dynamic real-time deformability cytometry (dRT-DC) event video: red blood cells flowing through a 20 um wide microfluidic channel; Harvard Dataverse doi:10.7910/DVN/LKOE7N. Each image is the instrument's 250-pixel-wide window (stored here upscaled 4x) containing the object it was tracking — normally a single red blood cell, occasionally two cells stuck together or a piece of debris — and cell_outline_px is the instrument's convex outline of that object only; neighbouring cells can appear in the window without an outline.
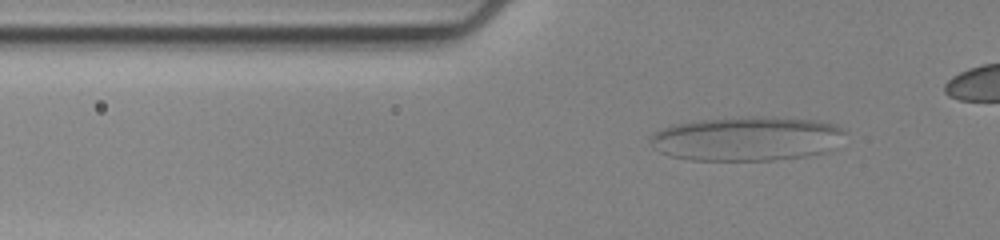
{"species": "human", "species_latin": "Homo sapiens", "temperature_condition": "cold", "stored_images_in_passage": 52, "camera_frame_rate_fps": 3000, "um_per_image_px": 0.085, "donor": {"sex": "female"}, "frame": {"image": 1, "passage_image": 17, "time_ms": 5.333, "image_size_px": [1000, 240], "cell_outline_px": [[844, 132], [836, 148], [824, 152], [804, 156], [772, 160], [692, 160], [672, 156], [660, 152], [652, 144], [652, 132], [676, 124], [700, 120], [748, 116], [776, 116], [820, 120], [836, 124]], "centroid_in_image_um": [63.54, 11.77], "position_along_channel_um": 62.3, "area_um2": 50.34}}
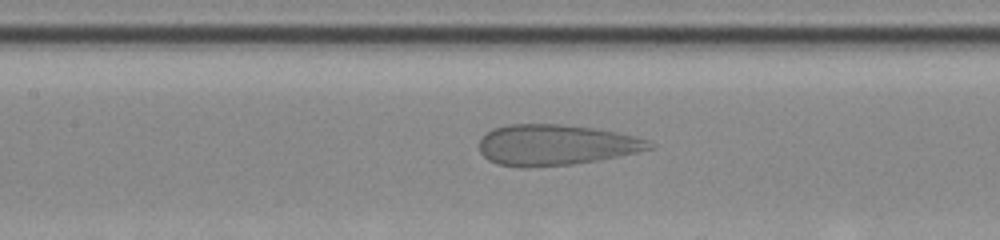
{"frame": {"image": 2, "passage_image": 27, "time_ms": 8.667, "image_size_px": [1000, 240], "cell_outline_px": [[656, 148], [596, 160], [572, 164], [524, 168], [496, 164], [488, 160], [480, 152], [480, 140], [492, 128], [508, 124], [560, 124], [596, 128], [616, 132], [648, 140], [656, 144]], "centroid_in_image_um": [47.23, 12.32], "position_along_channel_um": 160.2, "area_um2": 40.4}}
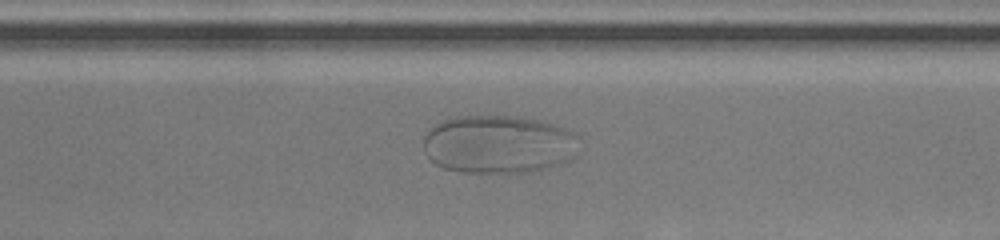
{"frame": {"image": 3, "passage_image": 42, "time_ms": 13.667, "image_size_px": [1000, 240], "cell_outline_px": [[580, 136], [576, 156], [560, 164], [528, 172], [460, 172], [444, 168], [436, 164], [424, 152], [424, 136], [428, 128], [432, 124], [448, 116], [520, 116], [540, 120], [576, 132]], "centroid_in_image_um": [42.37, 12.24], "position_along_channel_um": 328.2, "area_um2": 53.64}}